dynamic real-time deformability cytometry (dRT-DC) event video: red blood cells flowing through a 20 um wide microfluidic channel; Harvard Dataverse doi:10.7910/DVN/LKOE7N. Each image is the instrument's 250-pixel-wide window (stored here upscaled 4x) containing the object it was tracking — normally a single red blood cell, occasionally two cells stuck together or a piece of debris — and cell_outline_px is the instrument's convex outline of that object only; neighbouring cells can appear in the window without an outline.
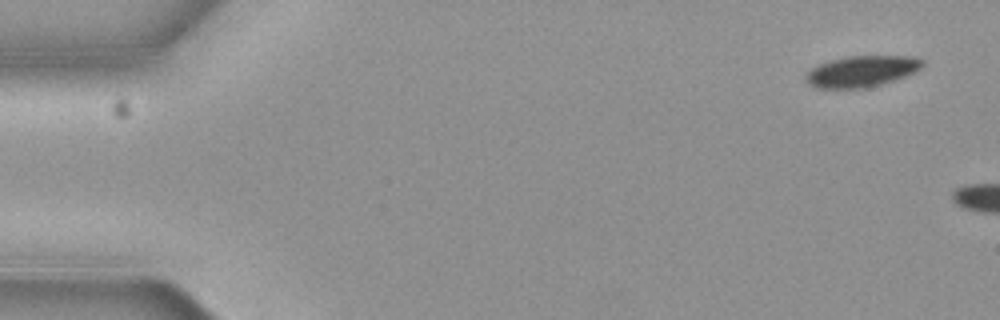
{"species": "common noctule bat (a hibernating species)", "species_latin": "Nyctalus noctula", "temperature_condition": "cold", "stored_images_in_passage": 3, "camera_frame_rate_fps": 3000, "um_per_image_px": 0.085, "animal": {"sex": "female", "body_mass_g": 19.3, "forearm_length_mm": 54.1}, "frame": {"image": 1, "passage_image": 1, "time_ms": 0.0, "image_size_px": [1000, 320], "cell_outline_px": [[924, 64], [916, 72], [880, 84], [864, 88], [816, 88], [808, 84], [804, 76], [804, 72], [820, 64], [844, 56], [916, 56], [924, 60]], "centroid_in_image_um": [73.22, 6.05], "position_along_channel_um": 11.8, "area_um2": 21.21}}